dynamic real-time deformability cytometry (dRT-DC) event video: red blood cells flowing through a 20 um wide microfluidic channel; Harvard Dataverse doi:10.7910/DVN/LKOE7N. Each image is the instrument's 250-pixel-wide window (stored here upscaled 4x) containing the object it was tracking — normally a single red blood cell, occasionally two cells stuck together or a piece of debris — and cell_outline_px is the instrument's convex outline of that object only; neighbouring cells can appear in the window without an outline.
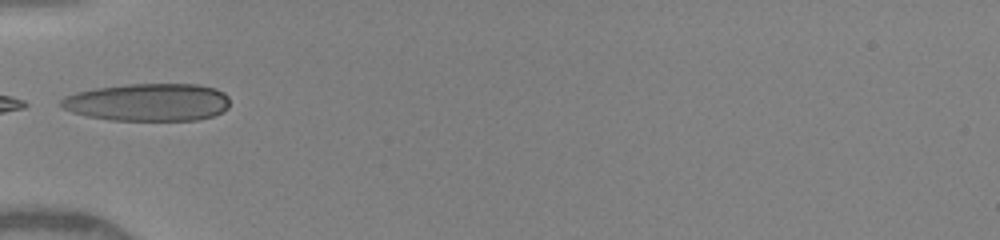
{"species": "human", "species_latin": "Homo sapiens", "temperature_condition": "warm", "stored_images_in_passage": 26, "camera_frame_rate_fps": 3000, "um_per_image_px": 0.085, "donor": {"sex": "female"}, "frame": {"image": 1, "passage_image": 1, "time_ms": 0.0, "image_size_px": [1000, 240], "cell_outline_px": [[228, 108], [224, 112], [212, 116], [196, 120], [112, 120], [88, 116], [72, 112], [64, 108], [60, 104], [60, 100], [64, 96], [76, 92], [96, 88], [128, 84], [196, 84], [216, 88], [224, 92], [228, 96]], "centroid_in_image_um": [12.6, 8.69], "position_along_channel_um": 72.4, "area_um2": 37.11}}
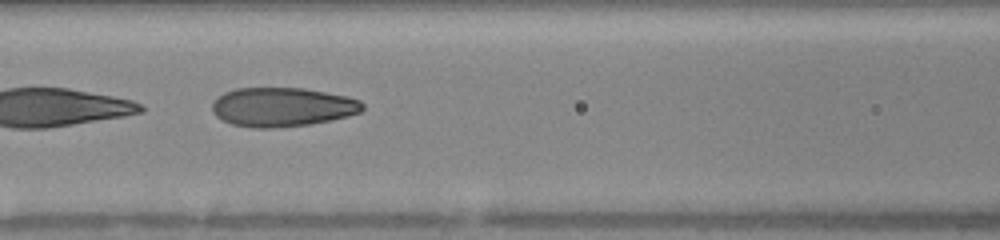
{"frame": {"image": 2, "passage_image": 4, "time_ms": 1.667, "image_size_px": [1000, 240], "cell_outline_px": [[364, 108], [360, 112], [348, 116], [332, 120], [308, 124], [272, 128], [252, 128], [232, 124], [216, 116], [212, 112], [212, 100], [216, 96], [224, 92], [236, 88], [304, 88], [348, 96], [360, 100], [364, 104]], "centroid_in_image_um": [23.98, 9.09], "position_along_channel_um": 142.6, "area_um2": 34.51}}
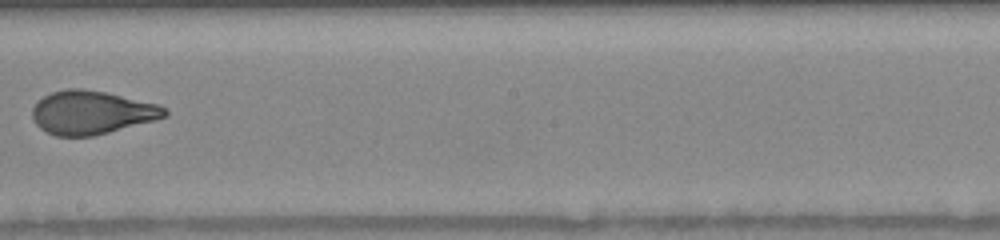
{"frame": {"image": 3, "passage_image": 7, "time_ms": 4.0, "image_size_px": [1000, 240], "cell_outline_px": [[168, 116], [156, 120], [92, 136], [56, 136], [40, 128], [36, 124], [32, 116], [32, 108], [44, 96], [52, 92], [64, 88], [84, 88], [104, 92], [160, 104], [168, 112]], "centroid_in_image_um": [7.8, 9.55], "position_along_channel_um": 240.4, "area_um2": 33.47}, "authors_computed_cell_mechanics": {"area_um2": 34.9401, "velocity_mm_per_s": 4.198, "shape_relaxation_time_tau1_ms": 5.4209, "shape_relaxation_time_tau2_ms": 0.7521, "deformation_change_tau1": 0.2238, "deformation_change_tau2": 0.0665}}